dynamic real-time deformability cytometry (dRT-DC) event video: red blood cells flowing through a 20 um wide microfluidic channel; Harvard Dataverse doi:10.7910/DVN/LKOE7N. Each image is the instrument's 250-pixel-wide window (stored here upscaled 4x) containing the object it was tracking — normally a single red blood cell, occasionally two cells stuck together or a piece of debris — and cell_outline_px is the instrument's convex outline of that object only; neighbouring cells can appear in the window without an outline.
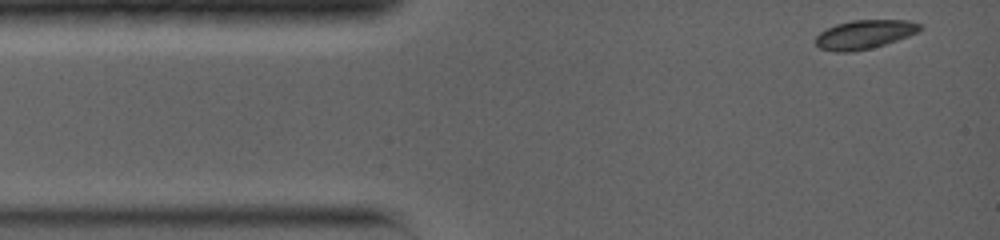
{"species": "common noctule bat (a hibernating species)", "species_latin": "Nyctalus noctula", "temperature_condition": "warm", "stored_images_in_passage": 39, "camera_frame_rate_fps": 5000, "um_per_image_px": 0.085, "animal": {"sex": "female", "body_mass_g": 19.0, "forearm_length_mm": 56.7}, "frame": {"image": 1, "passage_image": 1, "time_ms": 0.0, "image_size_px": [1000, 240], "cell_outline_px": [[924, 28], [920, 32], [884, 44], [852, 52], [836, 52], [820, 48], [816, 44], [816, 36], [820, 32], [836, 24], [852, 20], [908, 20], [920, 24]], "centroid_in_image_um": [73.5, 2.92], "position_along_channel_um": 11.5, "area_um2": 17.46}}
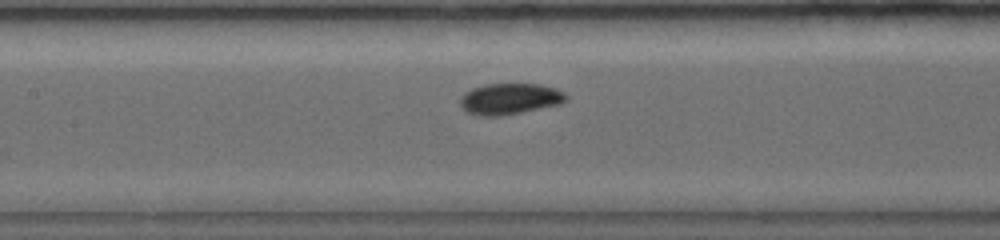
{"frame": {"image": 2, "passage_image": 17, "time_ms": 5.4, "image_size_px": [1000, 240], "cell_outline_px": [[568, 96], [560, 104], [500, 116], [476, 116], [468, 112], [460, 104], [460, 96], [464, 92], [472, 88], [484, 84], [540, 84], [556, 88], [564, 92]], "centroid_in_image_um": [43.3, 8.39], "position_along_channel_um": 164.1, "area_um2": 19.19}}
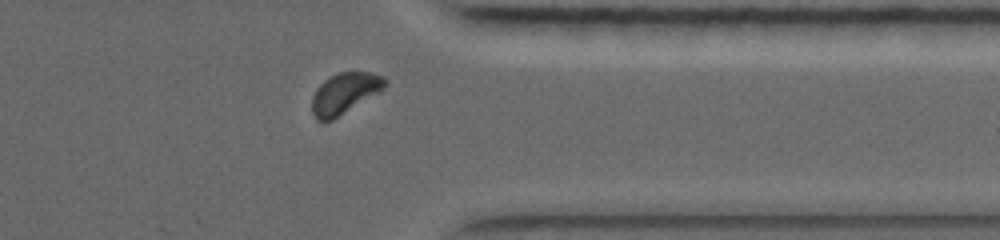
{"frame": {"image": 3, "passage_image": 34, "time_ms": 11.0, "image_size_px": [1000, 240], "cell_outline_px": [[388, 84], [380, 92], [332, 120], [316, 120], [312, 112], [312, 96], [316, 88], [324, 80], [340, 72], [372, 72], [384, 76], [388, 80]], "centroid_in_image_um": [29.33, 7.91], "position_along_channel_um": 382.1, "area_um2": 17.46}, "authors_computed_cell_mechanics": {"area_um2": 18.3804, "velocity_mm_per_s": 3.9436, "shape_relaxation_time_tau1_ms": 3.3926, "shape_relaxation_time_tau2_ms": null, "deformation_change_tau1": 0.0943, "deformation_change_tau2": null}}